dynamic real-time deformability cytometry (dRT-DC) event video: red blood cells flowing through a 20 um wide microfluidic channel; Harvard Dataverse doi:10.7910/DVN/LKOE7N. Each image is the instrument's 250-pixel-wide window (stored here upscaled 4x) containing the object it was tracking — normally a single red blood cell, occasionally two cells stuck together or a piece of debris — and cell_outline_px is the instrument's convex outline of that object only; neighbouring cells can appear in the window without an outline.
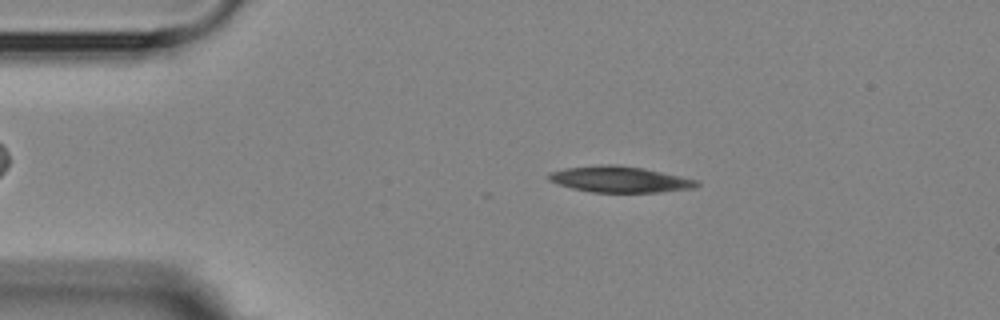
{"species": "Egyptian fruit bat (a non-hibernating species)", "species_latin": "Rousettus aegyptiacus", "temperature_condition": "room temperature", "stored_images_in_passage": 7, "camera_frame_rate_fps": 3000, "um_per_image_px": 0.085, "animal": {"sex": "female"}, "frame": {"image": 1, "passage_image": 2, "time_ms": 1.333, "image_size_px": [1000, 320], "cell_outline_px": [[700, 184], [696, 188], [660, 192], [592, 192], [572, 188], [556, 184], [548, 180], [548, 172], [564, 168], [600, 164], [616, 164], [644, 168], [680, 176], [696, 180]], "centroid_in_image_um": [52.64, 15.24], "position_along_channel_um": 32.4, "area_um2": 22.66}}
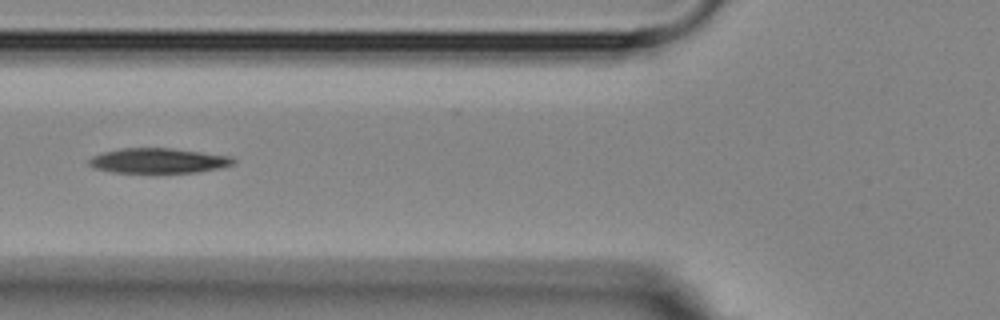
{"frame": {"image": 2, "passage_image": 5, "time_ms": 4.667, "image_size_px": [1000, 320], "cell_outline_px": [[236, 164], [220, 168], [196, 172], [112, 172], [96, 168], [88, 164], [88, 160], [92, 156], [104, 152], [124, 148], [172, 148], [232, 156], [236, 160]], "centroid_in_image_um": [13.51, 13.65], "position_along_channel_um": 112.3, "area_um2": 20.92}}
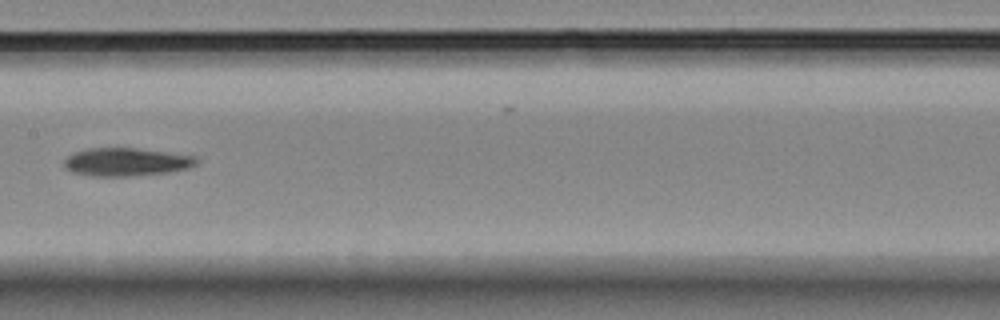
{"frame": {"image": 3, "passage_image": 7, "time_ms": 7.0, "image_size_px": [1000, 320], "cell_outline_px": [[200, 160], [196, 164], [188, 168], [168, 172], [128, 176], [92, 176], [72, 172], [64, 168], [64, 160], [72, 152], [88, 148], [136, 148], [196, 156]], "centroid_in_image_um": [10.71, 13.76], "position_along_channel_um": 196.7, "area_um2": 21.73}}